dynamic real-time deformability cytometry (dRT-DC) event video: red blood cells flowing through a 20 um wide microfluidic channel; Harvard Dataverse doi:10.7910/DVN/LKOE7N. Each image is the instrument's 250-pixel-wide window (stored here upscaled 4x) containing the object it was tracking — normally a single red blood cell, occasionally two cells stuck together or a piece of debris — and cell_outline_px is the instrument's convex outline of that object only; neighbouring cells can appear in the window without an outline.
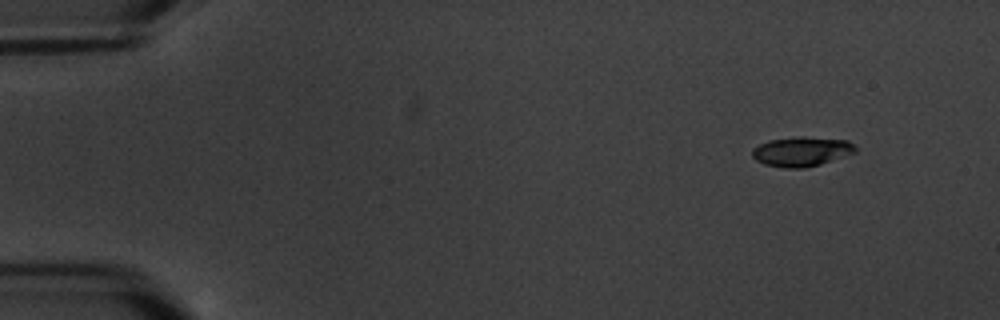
{"species": "common noctule bat (a hibernating species)", "species_latin": "Nyctalus noctula", "temperature_condition": "warm", "stored_images_in_passage": 4, "camera_frame_rate_fps": 3000, "um_per_image_px": 0.085, "animal": {"sex": "male", "body_mass_g": 20.1, "forearm_length_mm": 53.5}, "frame": {"image": 1, "passage_image": 1, "time_ms": 0.0, "image_size_px": [1000, 320], "cell_outline_px": [[856, 152], [820, 164], [804, 168], [784, 168], [764, 164], [756, 160], [752, 156], [752, 148], [768, 140], [804, 136], [848, 140], [856, 148]], "centroid_in_image_um": [68.11, 12.88], "position_along_channel_um": 16.9, "area_um2": 17.74}}
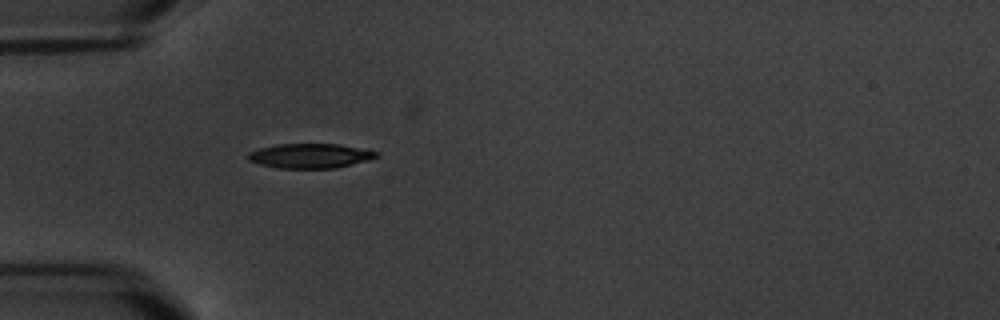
{"frame": {"image": 2, "passage_image": 4, "time_ms": 4.333, "image_size_px": [1000, 320], "cell_outline_px": [[380, 156], [368, 160], [336, 168], [276, 168], [260, 164], [248, 160], [248, 152], [260, 148], [280, 144], [336, 144], [380, 152]], "centroid_in_image_um": [26.37, 13.25], "position_along_channel_um": 58.6, "area_um2": 18.26}}